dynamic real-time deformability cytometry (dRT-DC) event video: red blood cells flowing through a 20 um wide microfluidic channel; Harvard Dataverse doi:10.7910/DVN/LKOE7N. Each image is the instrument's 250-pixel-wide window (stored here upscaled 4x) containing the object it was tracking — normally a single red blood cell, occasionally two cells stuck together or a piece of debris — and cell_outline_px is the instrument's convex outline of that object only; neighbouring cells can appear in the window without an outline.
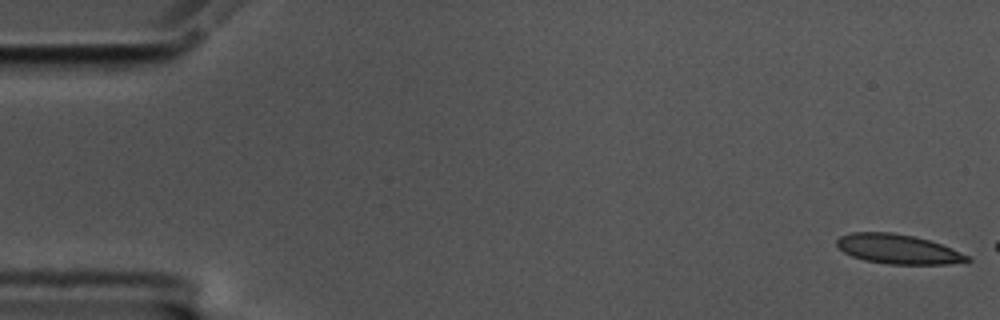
{"species": "common noctule bat (a hibernating species)", "species_latin": "Nyctalus noctula", "temperature_condition": "cold", "stored_images_in_passage": 8, "camera_frame_rate_fps": 3000, "um_per_image_px": 0.085, "animal": {"sex": "male", "body_mass_g": 17.5, "forearm_length_mm": 52.3}, "frame": {"image": 1, "passage_image": 1, "time_ms": 0.0, "image_size_px": [1000, 320], "cell_outline_px": [[972, 260], [948, 264], [888, 264], [864, 260], [852, 256], [844, 252], [836, 244], [836, 240], [840, 236], [852, 232], [892, 232], [916, 236], [952, 248], [968, 256]], "centroid_in_image_um": [76.31, 21.16], "position_along_channel_um": 8.7, "area_um2": 22.37}}